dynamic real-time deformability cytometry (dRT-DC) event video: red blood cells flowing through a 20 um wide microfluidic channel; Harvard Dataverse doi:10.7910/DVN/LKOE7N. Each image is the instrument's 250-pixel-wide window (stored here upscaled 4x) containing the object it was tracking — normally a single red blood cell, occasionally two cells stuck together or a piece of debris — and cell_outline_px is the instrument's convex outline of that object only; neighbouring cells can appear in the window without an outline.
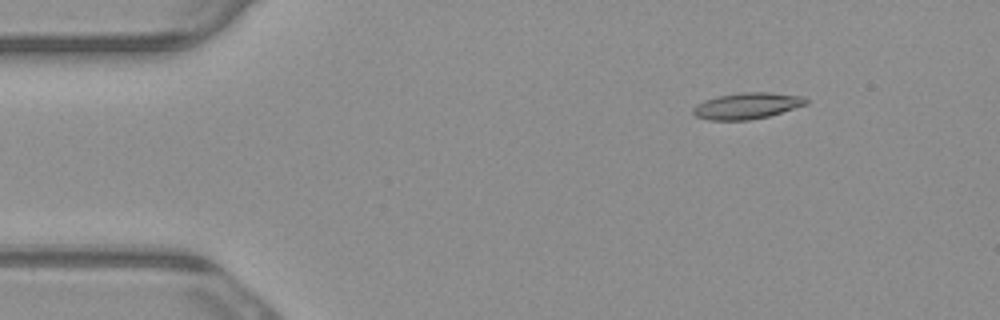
{"species": "common noctule bat (a hibernating species)", "species_latin": "Nyctalus noctula", "temperature_condition": "warm", "stored_images_in_passage": 4, "camera_frame_rate_fps": 3000, "um_per_image_px": 0.085, "animal": {"sex": "male", "body_mass_g": 23.1, "forearm_length_mm": 52.7}, "frame": {"image": 1, "passage_image": 2, "time_ms": 0.333, "image_size_px": [1000, 320], "cell_outline_px": [[808, 104], [768, 116], [748, 120], [708, 120], [696, 116], [692, 112], [692, 108], [696, 104], [704, 100], [720, 96], [744, 92], [772, 92], [804, 96], [808, 100]], "centroid_in_image_um": [63.51, 8.99], "position_along_channel_um": 21.5, "area_um2": 17.28}}
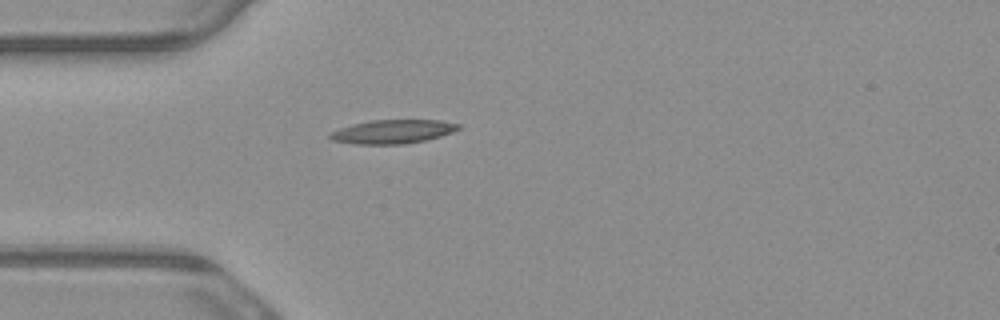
{"frame": {"image": 2, "passage_image": 4, "time_ms": 1.0, "image_size_px": [1000, 320], "cell_outline_px": [[460, 128], [452, 132], [440, 136], [424, 140], [404, 144], [356, 144], [332, 140], [328, 136], [332, 132], [340, 128], [352, 124], [372, 120], [440, 120], [460, 124]], "centroid_in_image_um": [33.39, 11.18], "position_along_channel_um": 51.6, "area_um2": 17.63}}